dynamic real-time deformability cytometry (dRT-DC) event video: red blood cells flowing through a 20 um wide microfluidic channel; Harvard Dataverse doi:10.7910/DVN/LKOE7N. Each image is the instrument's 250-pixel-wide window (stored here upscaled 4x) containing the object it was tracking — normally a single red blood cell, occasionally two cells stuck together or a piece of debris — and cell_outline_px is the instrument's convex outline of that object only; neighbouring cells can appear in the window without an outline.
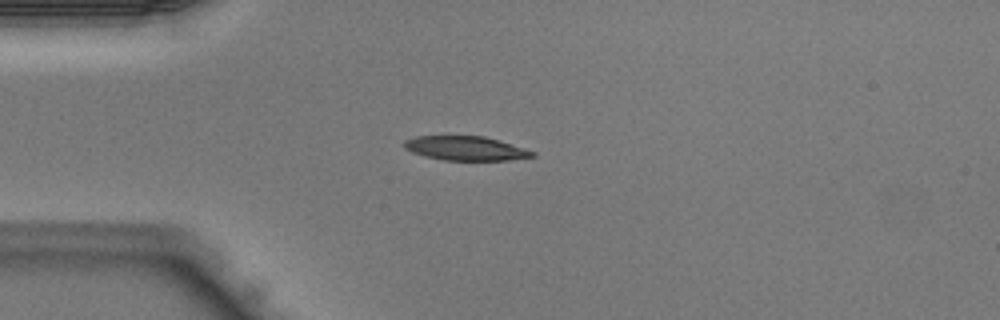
{"species": "Egyptian fruit bat (a non-hibernating species)", "species_latin": "Rousettus aegyptiacus", "temperature_condition": "warm", "stored_images_in_passage": 32, "camera_frame_rate_fps": 3000, "um_per_image_px": 0.085, "animal": {"sex": "male"}, "frame": {"image": 1, "passage_image": 1, "time_ms": 0.0, "image_size_px": [1000, 320], "cell_outline_px": [[536, 156], [508, 160], [444, 160], [424, 156], [412, 152], [404, 148], [400, 144], [404, 140], [416, 136], [484, 136], [524, 148], [536, 152]], "centroid_in_image_um": [39.53, 12.6], "position_along_channel_um": 45.5, "area_um2": 18.09}}
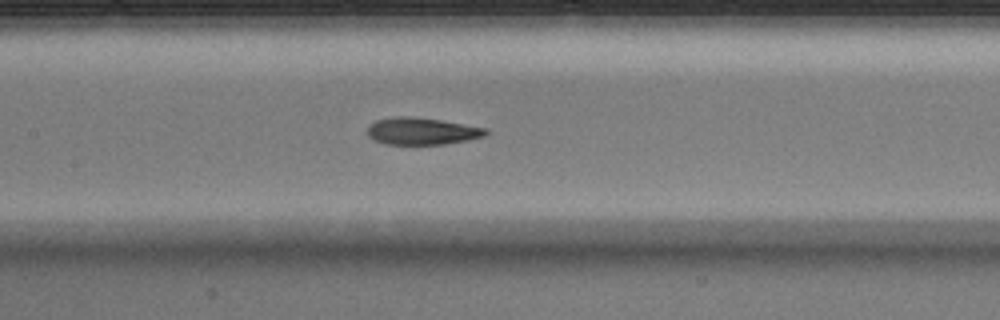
{"frame": {"image": 2, "passage_image": 10, "time_ms": 3.0, "image_size_px": [1000, 320], "cell_outline_px": [[492, 132], [484, 136], [468, 140], [444, 144], [384, 144], [368, 136], [368, 124], [376, 120], [392, 116], [412, 116], [440, 120], [488, 128]], "centroid_in_image_um": [35.88, 11.14], "position_along_channel_um": 171.5, "area_um2": 18.84}}
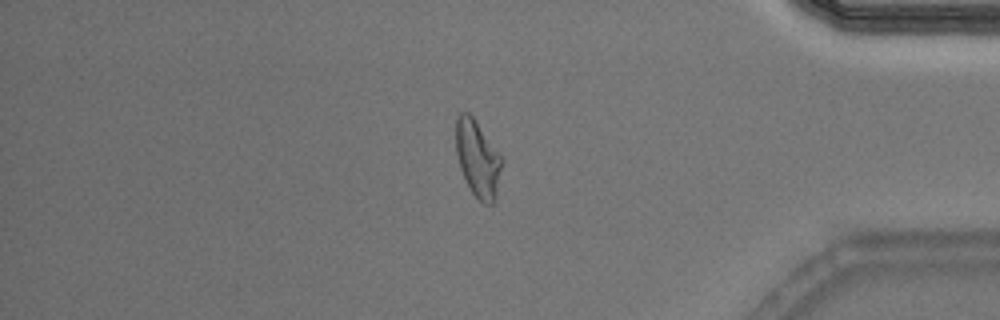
{"frame": {"image": 3, "passage_image": 26, "time_ms": 8.333, "image_size_px": [1000, 320], "cell_outline_px": [[500, 168], [496, 196], [492, 204], [484, 204], [472, 192], [460, 168], [456, 152], [456, 116], [460, 112], [468, 112], [472, 116], [500, 156]], "centroid_in_image_um": [40.56, 13.47], "position_along_channel_um": 394.6, "area_um2": 19.65}}